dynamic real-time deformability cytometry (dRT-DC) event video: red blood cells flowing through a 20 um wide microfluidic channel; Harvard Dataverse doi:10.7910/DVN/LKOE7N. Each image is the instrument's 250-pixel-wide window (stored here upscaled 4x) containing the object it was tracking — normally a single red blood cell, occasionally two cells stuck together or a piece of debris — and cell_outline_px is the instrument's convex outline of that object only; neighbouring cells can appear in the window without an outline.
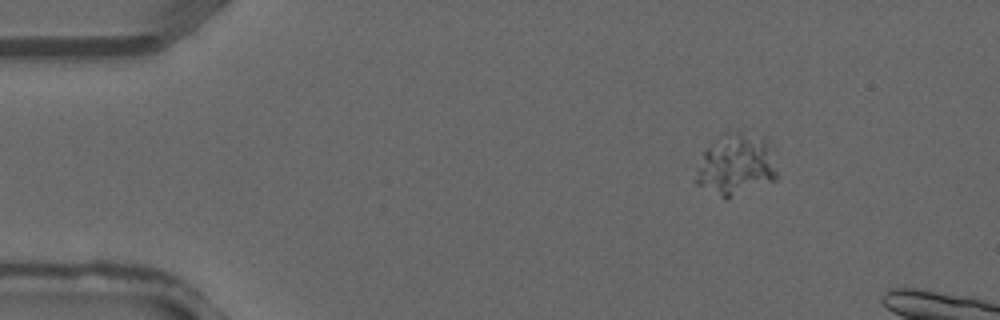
{"species": "common noctule bat (a hibernating species)", "species_latin": "Nyctalus noctula", "temperature_condition": "warm", "stored_images_in_passage": 3, "camera_frame_rate_fps": 3000, "um_per_image_px": 0.085, "animal": {"sex": "male", "forearm_length_mm": 52.5}, "frame": {"image": 1, "passage_image": 1, "time_ms": 0.0, "image_size_px": [1000, 320], "cell_outline_px": [[776, 180], [728, 200], [724, 200], [696, 184], [696, 176], [704, 152], [724, 132], [736, 128], [764, 136], [768, 140], [776, 172]], "centroid_in_image_um": [62.59, 13.99], "position_along_channel_um": 22.4, "area_um2": 29.54}}